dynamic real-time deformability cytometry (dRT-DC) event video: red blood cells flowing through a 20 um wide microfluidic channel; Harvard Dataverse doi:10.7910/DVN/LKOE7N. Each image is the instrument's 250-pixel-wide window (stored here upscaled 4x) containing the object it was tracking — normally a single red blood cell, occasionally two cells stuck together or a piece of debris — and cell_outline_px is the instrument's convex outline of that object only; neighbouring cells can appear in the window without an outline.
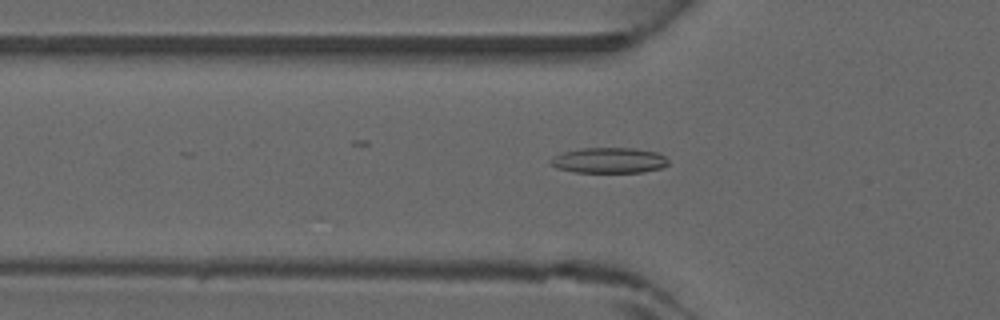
{"species": "common noctule bat (a hibernating species)", "species_latin": "Nyctalus noctula", "temperature_condition": "warm", "stored_images_in_passage": 34, "camera_frame_rate_fps": 3000, "um_per_image_px": 0.085, "animal": {"sex": "male", "forearm_length_mm": 52.5}, "frame": {"image": 1, "passage_image": 16, "time_ms": 5.0, "image_size_px": [1000, 320], "cell_outline_px": [[668, 164], [664, 168], [644, 172], [572, 172], [556, 168], [548, 164], [548, 160], [552, 156], [564, 152], [580, 148], [632, 148], [656, 152], [664, 156], [668, 160]], "centroid_in_image_um": [51.72, 13.64], "position_along_channel_um": 74.1, "area_um2": 17.74}}
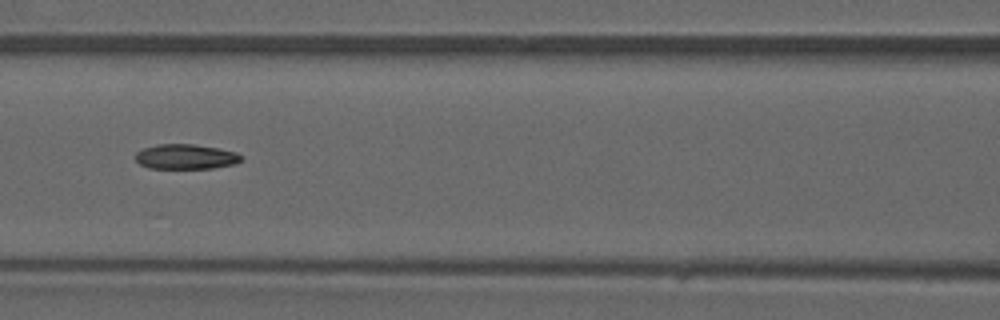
{"frame": {"image": 2, "passage_image": 21, "time_ms": 6.667, "image_size_px": [1000, 320], "cell_outline_px": [[244, 156], [236, 164], [212, 168], [148, 168], [140, 164], [136, 160], [136, 152], [144, 148], [156, 144], [192, 144], [216, 148], [236, 152]], "centroid_in_image_um": [15.79, 13.32], "position_along_channel_um": 150.8, "area_um2": 15.32}}
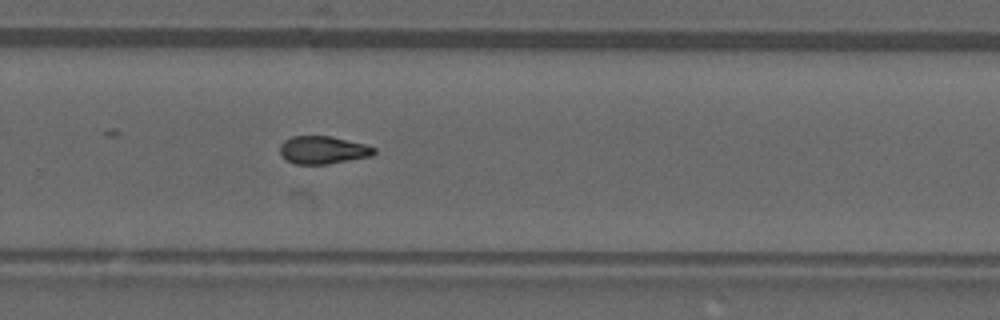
{"frame": {"image": 3, "passage_image": 31, "time_ms": 10.0, "image_size_px": [1000, 320], "cell_outline_px": [[376, 152], [372, 156], [324, 164], [296, 164], [284, 160], [280, 156], [280, 144], [284, 140], [292, 136], [332, 136], [364, 144], [376, 148]], "centroid_in_image_um": [27.41, 12.75], "position_along_channel_um": 302.4, "area_um2": 15.32}}